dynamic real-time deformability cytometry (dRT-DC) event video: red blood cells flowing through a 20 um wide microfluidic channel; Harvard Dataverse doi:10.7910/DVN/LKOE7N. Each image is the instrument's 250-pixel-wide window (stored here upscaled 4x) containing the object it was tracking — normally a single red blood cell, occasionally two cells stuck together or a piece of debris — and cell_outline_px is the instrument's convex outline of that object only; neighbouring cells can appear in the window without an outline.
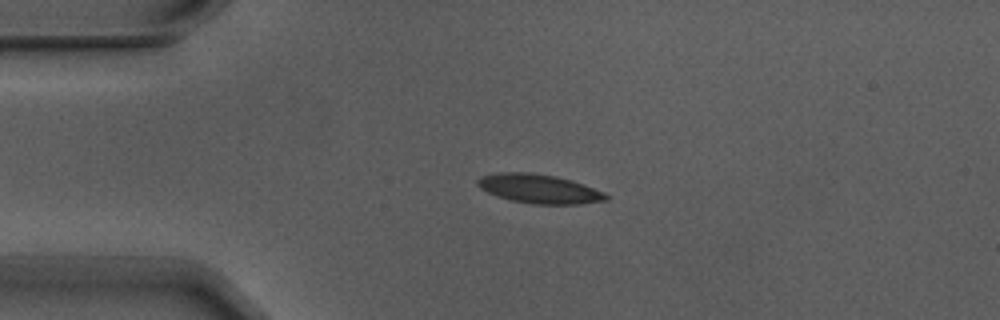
{"species": "Egyptian fruit bat (a non-hibernating species)", "species_latin": "Rousettus aegyptiacus", "temperature_condition": "warm", "stored_images_in_passage": 4, "camera_frame_rate_fps": 3000, "um_per_image_px": 0.085, "animal": {"sex": "male"}, "frame": {"image": 1, "passage_image": 3, "time_ms": 0.667, "image_size_px": [1000, 320], "cell_outline_px": [[608, 200], [580, 204], [532, 204], [512, 200], [496, 196], [480, 188], [476, 184], [476, 180], [480, 176], [496, 172], [532, 172], [556, 176], [572, 180], [604, 192], [608, 196]], "centroid_in_image_um": [45.8, 16.04], "position_along_channel_um": 39.2, "area_um2": 21.91}}